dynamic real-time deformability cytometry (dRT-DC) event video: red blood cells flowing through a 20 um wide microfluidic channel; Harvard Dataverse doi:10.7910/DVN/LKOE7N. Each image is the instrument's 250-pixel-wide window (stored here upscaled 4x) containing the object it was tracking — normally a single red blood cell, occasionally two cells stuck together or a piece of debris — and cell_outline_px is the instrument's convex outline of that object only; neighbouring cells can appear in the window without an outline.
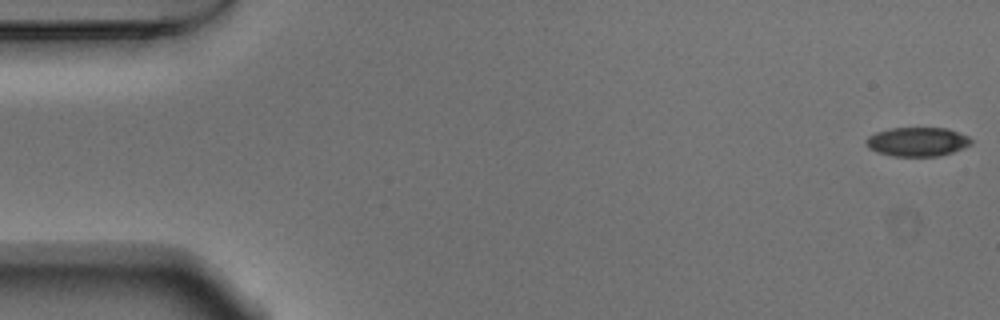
{"species": "Egyptian fruit bat (a non-hibernating species)", "species_latin": "Rousettus aegyptiacus", "temperature_condition": "warm", "stored_images_in_passage": 53, "camera_frame_rate_fps": 3000, "um_per_image_px": 0.085, "animal": {"sex": "male"}, "frame": {"image": 1, "passage_image": 1, "time_ms": 0.0, "image_size_px": [1000, 320], "cell_outline_px": [[972, 144], [964, 148], [940, 156], [892, 156], [876, 152], [868, 148], [864, 144], [864, 140], [868, 136], [876, 132], [888, 128], [948, 128], [968, 136], [972, 140]], "centroid_in_image_um": [77.94, 12.05], "position_along_channel_um": 7.1, "area_um2": 18.03}}
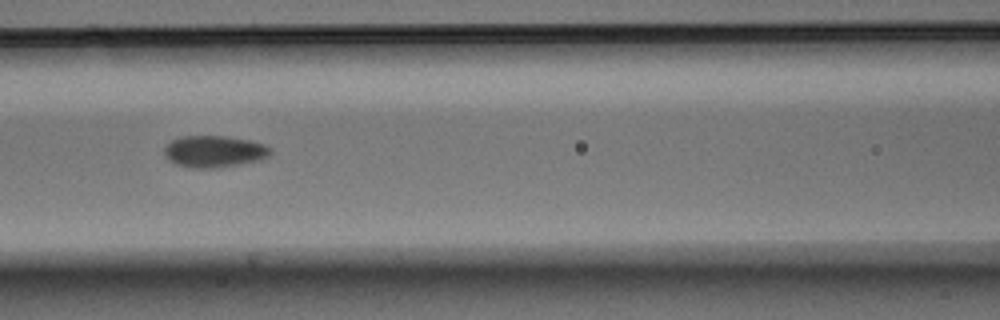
{"frame": {"image": 2, "passage_image": 23, "time_ms": 7.333, "image_size_px": [1000, 320], "cell_outline_px": [[272, 152], [268, 156], [260, 160], [240, 164], [216, 168], [192, 168], [176, 164], [168, 160], [164, 156], [164, 148], [172, 140], [180, 136], [228, 136], [248, 140], [264, 144], [272, 148]], "centroid_in_image_um": [18.2, 12.87], "position_along_channel_um": 148.4, "area_um2": 19.77}}
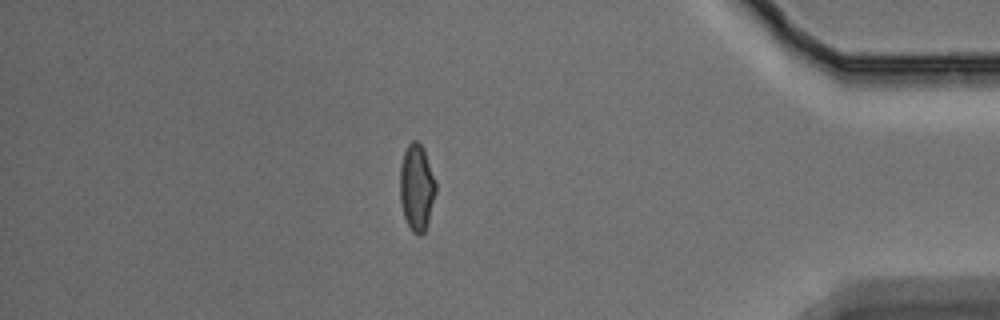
{"frame": {"image": 3, "passage_image": 46, "time_ms": 15.0, "image_size_px": [1000, 320], "cell_outline_px": [[436, 192], [428, 220], [424, 232], [420, 236], [416, 236], [412, 232], [404, 216], [400, 200], [400, 168], [404, 152], [408, 144], [412, 140], [416, 140], [424, 148], [436, 180]], "centroid_in_image_um": [35.42, 15.92], "position_along_channel_um": 399.8, "area_um2": 18.15}, "authors_computed_cell_mechanics": {"area_um2": 18.5538, "velocity_mm_per_s": 3.7776, "shape_relaxation_time_tau1_ms": 5.9478, "shape_relaxation_time_tau2_ms": 2.1692, "deformation_change_tau1": 0.1261, "deformation_change_tau2": 0.0513}}